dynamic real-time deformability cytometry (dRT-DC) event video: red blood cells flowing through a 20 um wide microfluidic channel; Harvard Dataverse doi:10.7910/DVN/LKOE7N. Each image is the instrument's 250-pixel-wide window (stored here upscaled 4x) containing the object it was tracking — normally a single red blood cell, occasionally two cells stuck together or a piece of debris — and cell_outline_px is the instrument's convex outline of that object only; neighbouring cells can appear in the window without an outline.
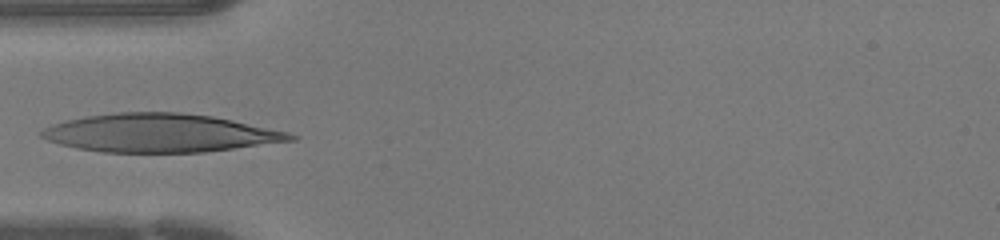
{"species": "human", "species_latin": "Homo sapiens", "temperature_condition": "warm", "stored_images_in_passage": 22, "camera_frame_rate_fps": 3000, "um_per_image_px": 0.085, "donor": {"sex": "female"}, "frame": {"image": 1, "passage_image": 1, "time_ms": 0.0, "image_size_px": [1000, 240], "cell_outline_px": [[300, 136], [296, 140], [204, 152], [104, 152], [76, 148], [60, 144], [48, 140], [40, 136], [40, 132], [44, 128], [68, 120], [88, 116], [120, 112], [180, 112], [212, 116], [232, 120], [288, 132]], "centroid_in_image_um": [13.63, 11.31], "position_along_channel_um": 71.4, "area_um2": 55.14}}
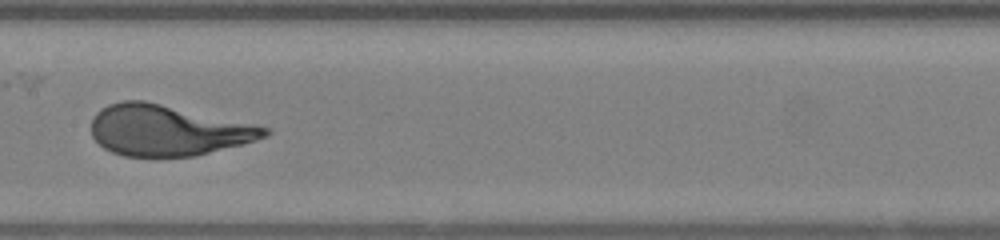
{"frame": {"image": 2, "passage_image": 9, "time_ms": 2.667, "image_size_px": [1000, 240], "cell_outline_px": [[272, 132], [268, 136], [256, 140], [196, 156], [124, 156], [112, 152], [104, 148], [92, 136], [92, 120], [96, 112], [100, 108], [108, 104], [124, 100], [144, 100], [256, 124], [272, 128]], "centroid_in_image_um": [14.27, 11.07], "position_along_channel_um": 193.1, "area_um2": 51.38}}
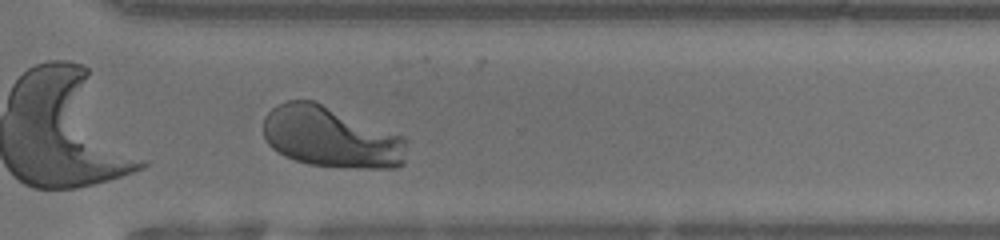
{"frame": {"image": 3, "passage_image": 19, "time_ms": 6.0, "image_size_px": [1000, 240], "cell_outline_px": [[404, 164], [396, 168], [352, 168], [308, 164], [284, 156], [272, 148], [268, 144], [264, 136], [264, 116], [272, 108], [288, 100], [312, 100], [404, 136]], "centroid_in_image_um": [28.11, 11.67], "position_along_channel_um": 342.5, "area_um2": 50.69}}